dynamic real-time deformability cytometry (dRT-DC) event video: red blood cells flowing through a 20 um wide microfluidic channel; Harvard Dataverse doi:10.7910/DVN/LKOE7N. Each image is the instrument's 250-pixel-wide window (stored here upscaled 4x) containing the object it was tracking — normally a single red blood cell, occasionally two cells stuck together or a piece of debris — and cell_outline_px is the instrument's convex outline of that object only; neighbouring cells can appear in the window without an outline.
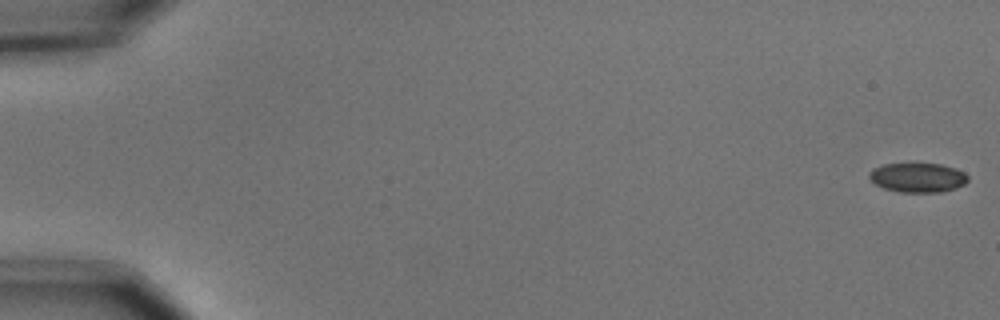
{"species": "common noctule bat (a hibernating species)", "species_latin": "Nyctalus noctula", "temperature_condition": "cold", "stored_images_in_passage": 56, "camera_frame_rate_fps": 3000, "um_per_image_px": 0.085, "animal": {"sex": "male", "body_mass_g": 15.6}, "frame": {"image": 1, "passage_image": 1, "time_ms": 0.0, "image_size_px": [1000, 320], "cell_outline_px": [[968, 180], [964, 184], [956, 188], [940, 192], [900, 192], [884, 188], [876, 184], [868, 176], [868, 172], [872, 168], [884, 164], [940, 164], [956, 168], [964, 172], [968, 176]], "centroid_in_image_um": [78.01, 15.09], "position_along_channel_um": 7.0, "area_um2": 16.88}}
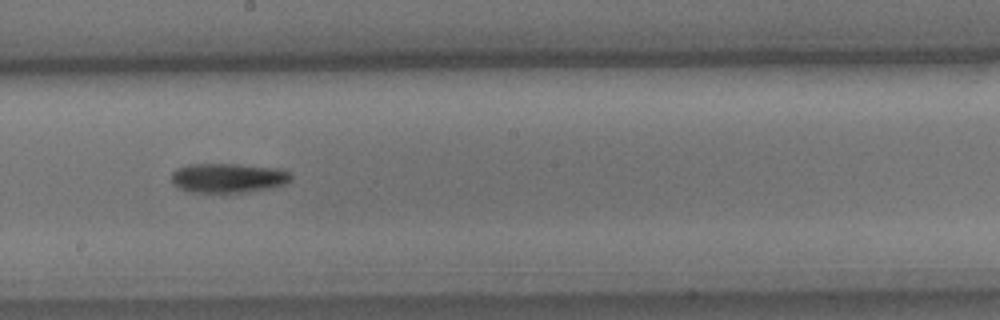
{"frame": {"image": 2, "passage_image": 32, "time_ms": 10.333, "image_size_px": [1000, 320], "cell_outline_px": [[292, 180], [284, 184], [268, 188], [248, 192], [188, 192], [180, 188], [172, 180], [172, 172], [176, 168], [188, 164], [236, 164], [280, 168], [288, 172], [292, 176]], "centroid_in_image_um": [19.4, 15.11], "position_along_channel_um": 228.8, "area_um2": 20.52}}
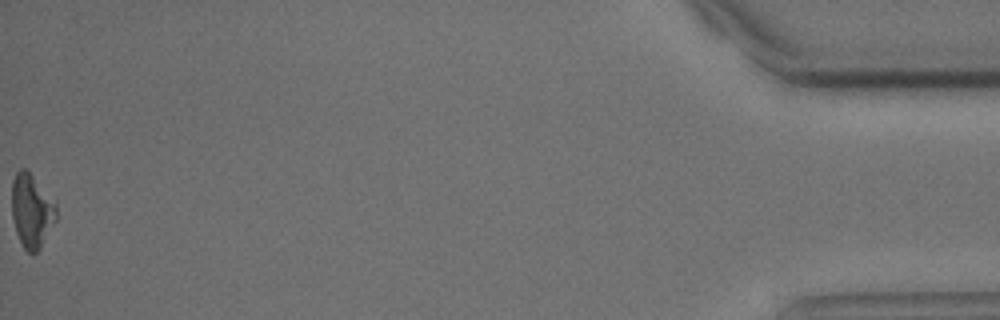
{"frame": {"image": 3, "passage_image": 56, "time_ms": 18.333, "image_size_px": [1000, 320], "cell_outline_px": [[56, 220], [40, 248], [36, 252], [28, 252], [24, 248], [16, 232], [12, 220], [12, 180], [16, 172], [20, 168], [24, 168], [56, 200]], "centroid_in_image_um": [2.69, 17.9], "position_along_channel_um": 432.5, "area_um2": 19.07}, "authors_computed_cell_mechanics": {"area_um2": 19.5364, "velocity_mm_per_s": 3.6862, "shape_relaxation_time_tau1_ms": 2.5598, "shape_relaxation_time_tau2_ms": null, "deformation_change_tau1": 0.0947, "deformation_change_tau2": null}}